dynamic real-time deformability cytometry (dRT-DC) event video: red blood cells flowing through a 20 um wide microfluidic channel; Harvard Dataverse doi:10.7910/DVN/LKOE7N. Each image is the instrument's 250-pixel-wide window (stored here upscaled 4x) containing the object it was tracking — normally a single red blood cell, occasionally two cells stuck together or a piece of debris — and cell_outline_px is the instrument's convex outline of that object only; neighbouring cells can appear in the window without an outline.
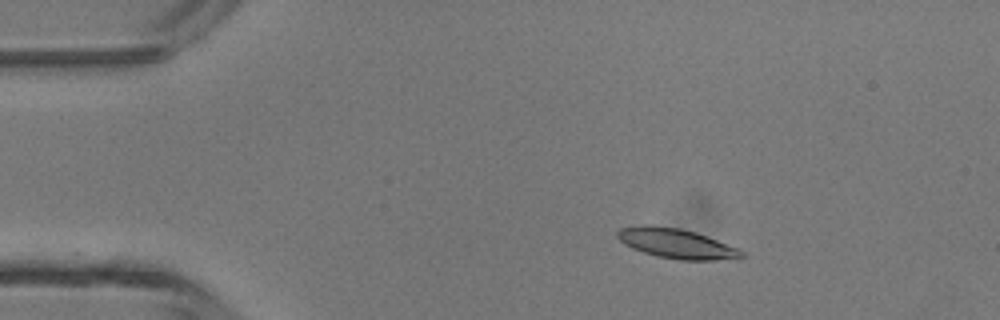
{"species": "common noctule bat (a hibernating species)", "species_latin": "Nyctalus noctula", "temperature_condition": "room temperature", "stored_images_in_passage": 46, "camera_frame_rate_fps": 3000, "um_per_image_px": 0.085, "animal": {"sex": "male", "body_mass_g": 13.3}, "frame": {"image": 1, "passage_image": 7, "time_ms": 2.0, "image_size_px": [1000, 320], "cell_outline_px": [[744, 256], [716, 260], [680, 260], [656, 256], [632, 248], [624, 244], [616, 236], [616, 232], [620, 228], [640, 224], [652, 224], [680, 228], [696, 232], [708, 236], [740, 248], [744, 252]], "centroid_in_image_um": [57.47, 20.67], "position_along_channel_um": 27.5, "area_um2": 21.85}}
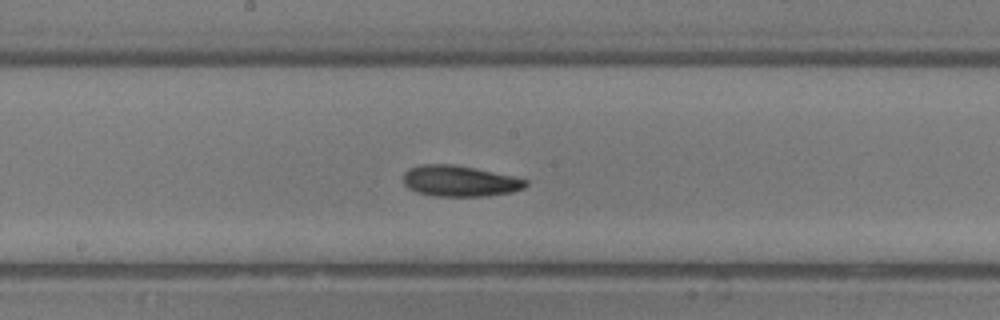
{"frame": {"image": 2, "passage_image": 24, "time_ms": 7.667, "image_size_px": [1000, 320], "cell_outline_px": [[528, 184], [524, 188], [512, 192], [488, 196], [432, 196], [416, 192], [408, 188], [404, 184], [404, 172], [408, 168], [420, 164], [452, 164], [476, 168], [512, 176], [528, 180]], "centroid_in_image_um": [39.06, 15.39], "position_along_channel_um": 209.1, "area_um2": 22.25}}
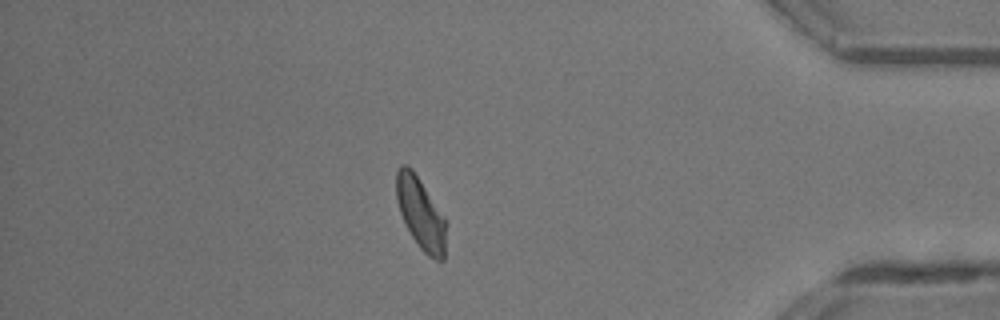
{"frame": {"image": 3, "passage_image": 40, "time_ms": 13.0, "image_size_px": [1000, 320], "cell_outline_px": [[448, 224], [444, 260], [436, 260], [428, 256], [420, 248], [412, 236], [400, 212], [396, 200], [396, 172], [400, 164], [408, 164], [412, 168], [444, 216]], "centroid_in_image_um": [35.78, 18.14], "position_along_channel_um": 399.4, "area_um2": 20.98}, "authors_computed_cell_mechanics": {"area_um2": 21.2704, "velocity_mm_per_s": 4.3269, "shape_relaxation_time_tau1_ms": 2.3702, "shape_relaxation_time_tau2_ms": 3.5722, "deformation_change_tau1": 0.1193, "deformation_change_tau2": 0.1085}}